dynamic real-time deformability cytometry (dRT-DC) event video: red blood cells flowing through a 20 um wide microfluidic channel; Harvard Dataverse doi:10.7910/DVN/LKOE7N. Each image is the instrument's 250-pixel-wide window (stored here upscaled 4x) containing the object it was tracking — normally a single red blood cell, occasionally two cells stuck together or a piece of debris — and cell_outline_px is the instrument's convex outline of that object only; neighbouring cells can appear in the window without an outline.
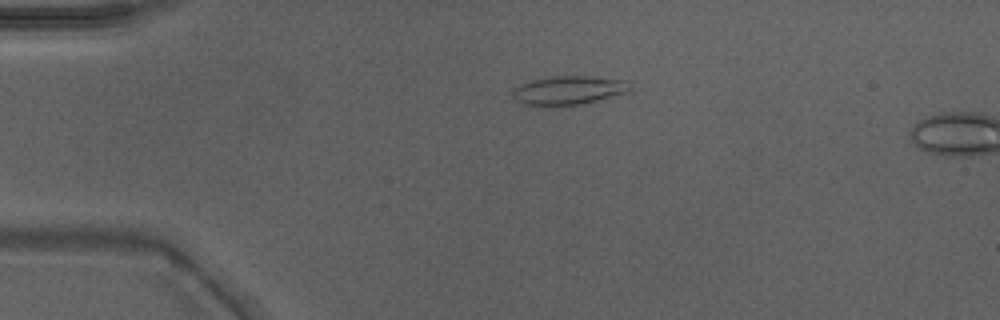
{"species": "Egyptian fruit bat (a non-hibernating species)", "species_latin": "Rousettus aegyptiacus", "temperature_condition": "warm", "stored_images_in_passage": 4, "camera_frame_rate_fps": 3000, "um_per_image_px": 0.085, "animal": {"sex": "male"}, "frame": {"image": 1, "passage_image": 2, "time_ms": 0.333, "image_size_px": [1000, 320], "cell_outline_px": [[632, 92], [580, 104], [524, 104], [516, 100], [512, 96], [512, 88], [520, 84], [532, 80], [552, 76], [588, 76], [628, 80]], "centroid_in_image_um": [48.38, 7.64], "position_along_channel_um": 36.6, "area_um2": 19.48}}